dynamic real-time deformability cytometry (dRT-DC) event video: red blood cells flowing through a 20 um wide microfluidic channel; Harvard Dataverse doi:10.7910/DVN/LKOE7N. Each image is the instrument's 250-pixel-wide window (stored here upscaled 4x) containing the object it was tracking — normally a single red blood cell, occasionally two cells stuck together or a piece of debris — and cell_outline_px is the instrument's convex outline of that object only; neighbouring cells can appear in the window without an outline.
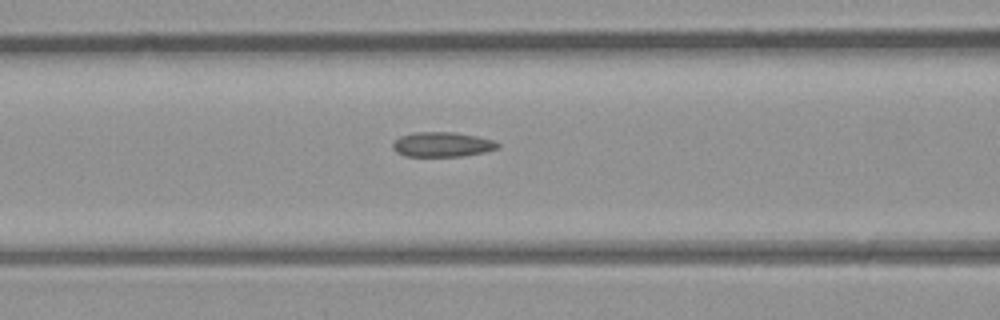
{"species": "common noctule bat (a hibernating species)", "species_latin": "Nyctalus noctula", "temperature_condition": "room temperature", "stored_images_in_passage": 26, "camera_frame_rate_fps": 3000, "um_per_image_px": 0.085, "animal": {"sex": "male", "body_mass_g": 23.1, "forearm_length_mm": 52.7}, "frame": {"image": 1, "passage_image": 8, "time_ms": 2.333, "image_size_px": [1000, 320], "cell_outline_px": [[500, 148], [484, 152], [460, 156], [404, 156], [396, 152], [392, 148], [392, 144], [400, 136], [416, 132], [452, 132], [476, 136], [492, 140], [500, 144]], "centroid_in_image_um": [37.58, 12.28], "position_along_channel_um": 129.0, "area_um2": 15.09}}
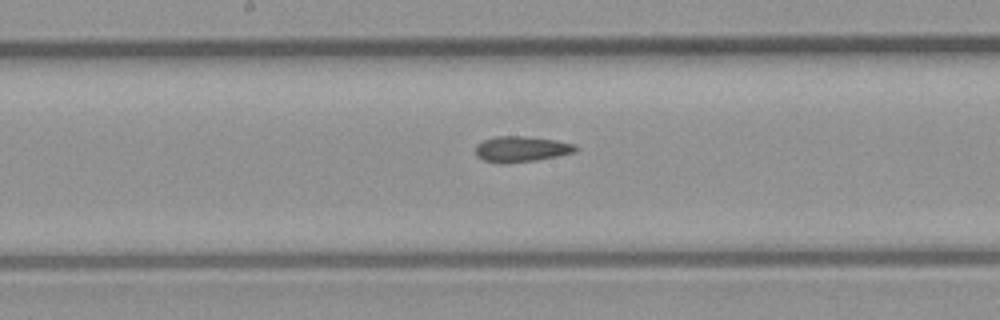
{"frame": {"image": 2, "passage_image": 13, "time_ms": 4.0, "image_size_px": [1000, 320], "cell_outline_px": [[576, 152], [536, 160], [504, 164], [500, 164], [484, 160], [476, 156], [476, 144], [492, 136], [524, 136], [556, 140], [576, 144]], "centroid_in_image_um": [44.28, 12.67], "position_along_channel_um": 203.9, "area_um2": 15.09}}
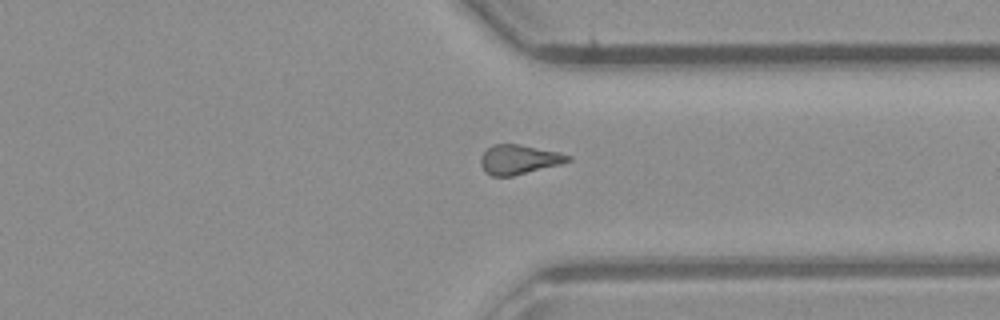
{"frame": {"image": 3, "passage_image": 24, "time_ms": 7.667, "image_size_px": [1000, 320], "cell_outline_px": [[572, 160], [512, 176], [492, 176], [484, 172], [480, 164], [480, 156], [492, 144], [520, 144], [556, 152], [572, 156]], "centroid_in_image_um": [44.04, 13.55], "position_along_channel_um": 367.4, "area_um2": 14.74}}